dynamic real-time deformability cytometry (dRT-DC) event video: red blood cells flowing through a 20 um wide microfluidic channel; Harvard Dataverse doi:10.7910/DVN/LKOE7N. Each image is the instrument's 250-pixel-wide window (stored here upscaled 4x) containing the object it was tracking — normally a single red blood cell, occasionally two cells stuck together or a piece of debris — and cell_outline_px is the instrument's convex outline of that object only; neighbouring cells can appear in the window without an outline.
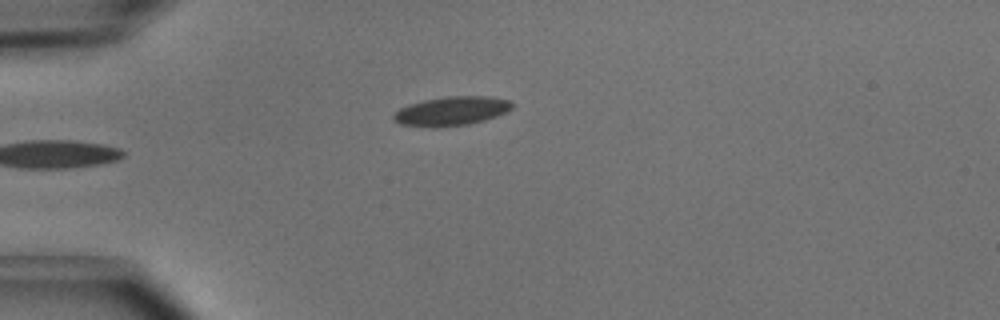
{"species": "common noctule bat (a hibernating species)", "species_latin": "Nyctalus noctula", "temperature_condition": "cold", "stored_images_in_passage": 6, "camera_frame_rate_fps": 3000, "um_per_image_px": 0.085, "animal": {"sex": "male", "body_mass_g": 15.6}, "frame": {"image": 1, "passage_image": 4, "time_ms": 1.0, "image_size_px": [1000, 320], "cell_outline_px": [[516, 104], [508, 112], [484, 120], [468, 124], [400, 124], [392, 120], [392, 116], [400, 108], [408, 104], [424, 100], [448, 96], [488, 96], [512, 100]], "centroid_in_image_um": [38.48, 9.37], "position_along_channel_um": 46.5, "area_um2": 19.36}}
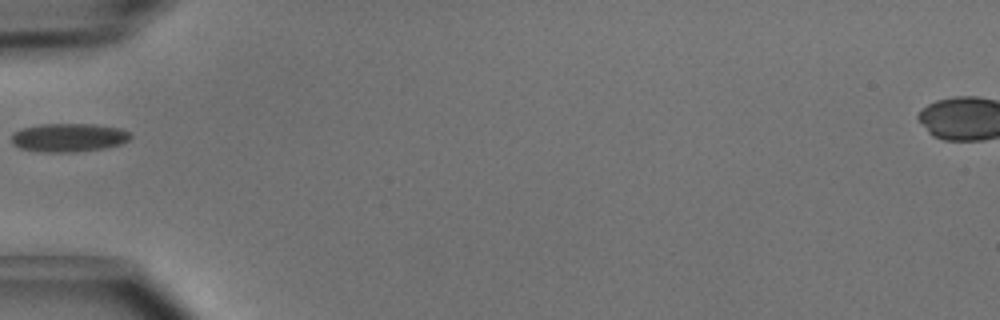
{"frame": {"image": 2, "passage_image": 5, "time_ms": 1.333, "image_size_px": [1000, 320], "cell_outline_px": [[132, 136], [128, 140], [120, 144], [104, 148], [72, 152], [44, 152], [20, 148], [12, 144], [12, 132], [20, 128], [40, 124], [92, 124], [120, 128], [128, 132]], "centroid_in_image_um": [5.8, 11.68], "position_along_channel_um": 79.2, "area_um2": 19.77}}